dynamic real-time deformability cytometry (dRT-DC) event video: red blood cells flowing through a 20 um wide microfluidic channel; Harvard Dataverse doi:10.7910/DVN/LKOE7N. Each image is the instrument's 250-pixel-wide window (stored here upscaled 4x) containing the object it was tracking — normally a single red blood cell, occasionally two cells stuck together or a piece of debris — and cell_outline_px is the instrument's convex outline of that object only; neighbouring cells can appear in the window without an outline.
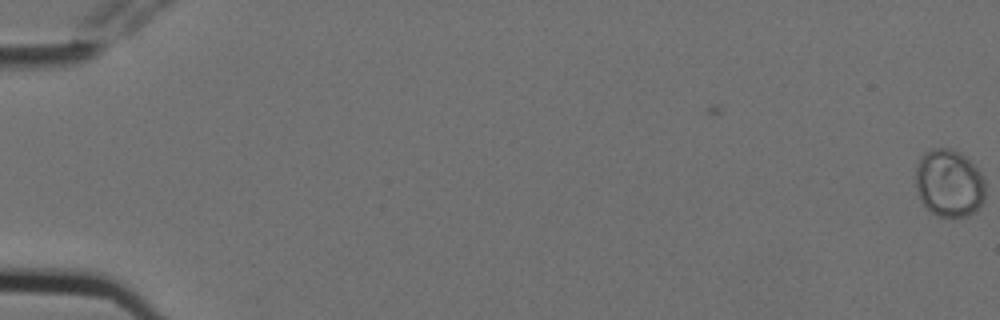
{"species": "Egyptian fruit bat (a non-hibernating species)", "species_latin": "Rousettus aegyptiacus", "temperature_condition": "cold", "stored_images_in_passage": 6, "camera_frame_rate_fps": 3000, "um_per_image_px": 0.085, "animal": {"sex": "female"}, "frame": {"image": 1, "passage_image": 1, "time_ms": 0.0, "image_size_px": [1000, 320], "cell_outline_px": [[984, 200], [976, 212], [968, 216], [936, 216], [920, 200], [916, 188], [916, 168], [920, 156], [924, 152], [932, 148], [948, 148], [960, 152], [980, 172], [984, 180]], "centroid_in_image_um": [80.66, 15.57], "position_along_channel_um": 4.3, "area_um2": 27.46}}
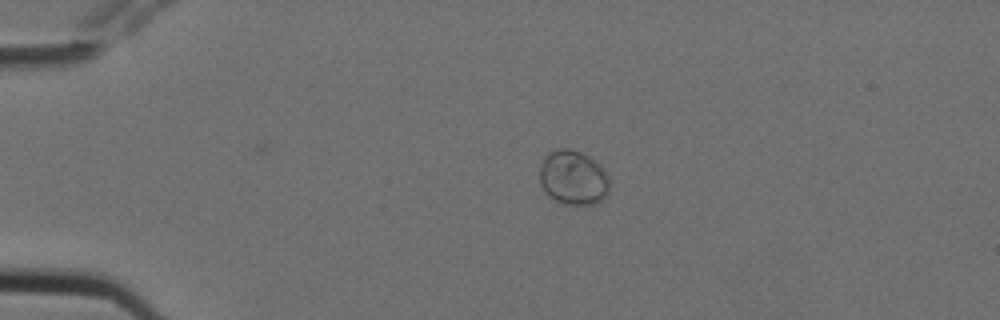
{"frame": {"image": 2, "passage_image": 5, "time_ms": 1.333, "image_size_px": [1000, 320], "cell_outline_px": [[608, 192], [600, 200], [592, 204], [564, 204], [548, 196], [540, 184], [540, 164], [544, 156], [548, 152], [556, 148], [572, 148], [588, 156], [600, 164], [604, 168], [608, 176]], "centroid_in_image_um": [48.69, 15.07], "position_along_channel_um": 36.3, "area_um2": 22.31}}